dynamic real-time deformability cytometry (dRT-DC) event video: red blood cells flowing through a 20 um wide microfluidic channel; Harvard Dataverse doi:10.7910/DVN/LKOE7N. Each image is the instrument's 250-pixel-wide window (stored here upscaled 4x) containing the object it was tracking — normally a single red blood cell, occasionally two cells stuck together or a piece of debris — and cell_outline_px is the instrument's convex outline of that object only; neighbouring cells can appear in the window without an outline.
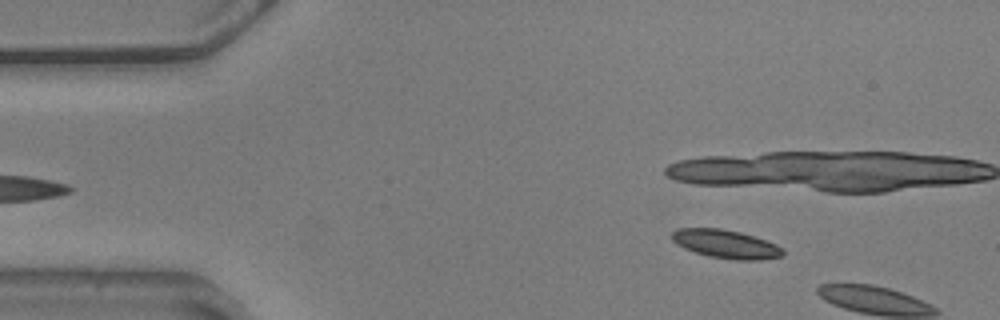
{"species": "common noctule bat (a hibernating species)", "species_latin": "Nyctalus noctula", "temperature_condition": "warm", "stored_images_in_passage": 10, "camera_frame_rate_fps": 3000, "um_per_image_px": 0.085, "animal": {"sex": "male", "body_mass_g": 20.5, "forearm_length_mm": 52.5}, "frame": {"image": 1, "passage_image": 7, "time_ms": 2.0, "image_size_px": [1000, 320], "cell_outline_px": [[784, 256], [760, 260], [736, 260], [708, 256], [684, 248], [676, 244], [672, 240], [672, 232], [676, 228], [720, 228], [740, 232], [776, 244], [784, 252]], "centroid_in_image_um": [61.67, 20.74], "position_along_channel_um": 23.3, "area_um2": 18.32}}